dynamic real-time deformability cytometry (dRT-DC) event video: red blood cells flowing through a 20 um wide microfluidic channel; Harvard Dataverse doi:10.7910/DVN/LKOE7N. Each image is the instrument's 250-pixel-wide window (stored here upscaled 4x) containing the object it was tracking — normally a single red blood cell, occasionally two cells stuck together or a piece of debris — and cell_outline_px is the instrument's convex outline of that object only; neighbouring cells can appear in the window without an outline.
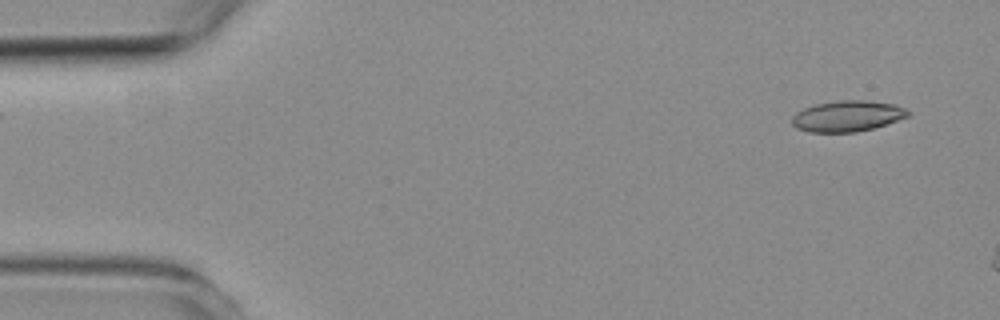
{"species": "common noctule bat (a hibernating species)", "species_latin": "Nyctalus noctula", "temperature_condition": "room temperature", "stored_images_in_passage": 3, "segment_of_instrument_passage": [2, 2], "camera_frame_rate_fps": 3000, "um_per_image_px": 0.085, "animal": {"sex": "female", "body_mass_g": 19.3, "forearm_length_mm": 54.1}, "frame": {"image": 1, "passage_image": 3, "time_ms": 2.333, "image_size_px": [1000, 320], "cell_outline_px": [[912, 116], [872, 128], [856, 132], [808, 132], [796, 128], [792, 124], [792, 116], [796, 112], [804, 108], [816, 104], [840, 100], [864, 100], [896, 104], [912, 112]], "centroid_in_image_um": [72.05, 9.86], "position_along_channel_um": 12.9, "area_um2": 21.04}}